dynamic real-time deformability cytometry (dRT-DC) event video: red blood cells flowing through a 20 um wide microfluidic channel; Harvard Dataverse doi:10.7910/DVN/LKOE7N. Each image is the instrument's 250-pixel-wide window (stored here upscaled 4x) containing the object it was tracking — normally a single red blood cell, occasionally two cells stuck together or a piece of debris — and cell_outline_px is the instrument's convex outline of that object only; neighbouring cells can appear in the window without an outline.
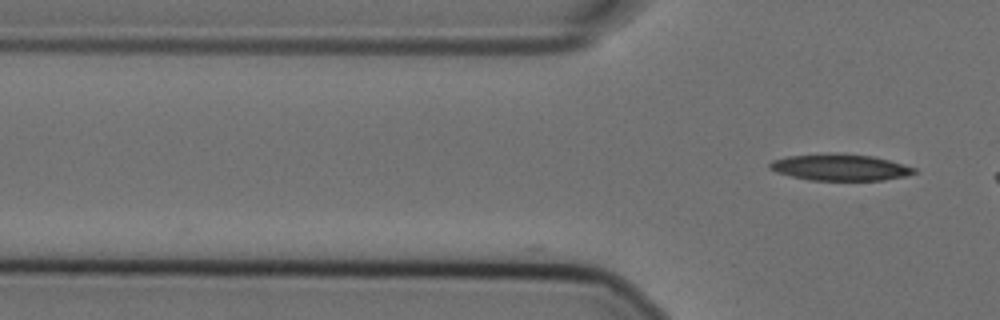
{"species": "Egyptian fruit bat (a non-hibernating species)", "species_latin": "Rousettus aegyptiacus", "temperature_condition": "cold", "stored_images_in_passage": 3, "camera_frame_rate_fps": 3000, "um_per_image_px": 0.085, "animal": {"sex": "female"}, "frame": {"image": 1, "passage_image": 3, "time_ms": 0.667, "image_size_px": [1000, 320], "cell_outline_px": [[916, 172], [904, 176], [884, 180], [808, 180], [776, 172], [768, 168], [768, 164], [772, 160], [788, 156], [832, 152], [872, 156], [904, 164], [916, 168]], "centroid_in_image_um": [71.37, 14.21], "position_along_channel_um": 54.4, "area_um2": 22.37}}